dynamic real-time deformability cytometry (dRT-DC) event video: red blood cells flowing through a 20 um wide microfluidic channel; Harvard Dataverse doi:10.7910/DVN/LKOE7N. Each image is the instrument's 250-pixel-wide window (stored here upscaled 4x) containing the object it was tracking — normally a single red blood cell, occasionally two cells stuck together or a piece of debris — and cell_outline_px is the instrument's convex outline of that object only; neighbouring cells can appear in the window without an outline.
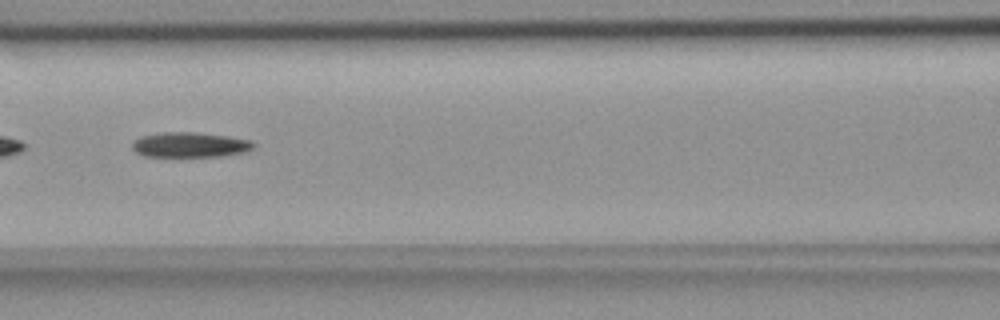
{"species": "common noctule bat (a hibernating species)", "species_latin": "Nyctalus noctula", "temperature_condition": "room temperature", "stored_images_in_passage": 55, "camera_frame_rate_fps": 3000, "um_per_image_px": 0.085, "animal": {"sex": "female", "body_mass_g": 18.4}, "frame": {"image": 1, "passage_image": 24, "time_ms": 7.667, "image_size_px": [1000, 320], "cell_outline_px": [[256, 144], [252, 148], [240, 152], [220, 156], [144, 156], [136, 152], [132, 148], [132, 144], [140, 136], [160, 132], [192, 132], [228, 136], [248, 140]], "centroid_in_image_um": [16.09, 12.3], "position_along_channel_um": 150.5, "area_um2": 17.4}}
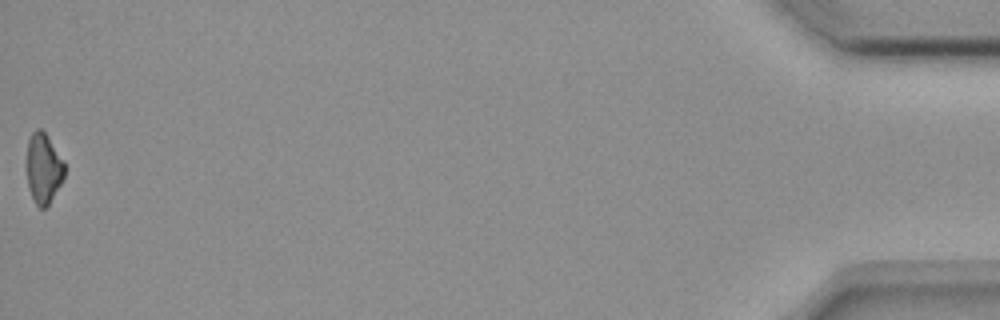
{"frame": {"image": 2, "passage_image": 55, "time_ms": 18.0, "image_size_px": [1000, 320], "cell_outline_px": [[64, 176], [60, 184], [48, 204], [44, 208], [40, 208], [36, 204], [32, 196], [28, 184], [28, 140], [32, 132], [36, 128], [40, 128], [44, 132], [64, 160]], "centroid_in_image_um": [3.71, 14.28], "position_along_channel_um": 431.5, "area_um2": 14.97}, "authors_computed_cell_mechanics": {"area_um2": 18.0914, "velocity_mm_per_s": 3.6828, "shape_relaxation_time_tau1_ms": 7.7702, "shape_relaxation_time_tau2_ms": null, "deformation_change_tau1": 0.2054, "deformation_change_tau2": null}}